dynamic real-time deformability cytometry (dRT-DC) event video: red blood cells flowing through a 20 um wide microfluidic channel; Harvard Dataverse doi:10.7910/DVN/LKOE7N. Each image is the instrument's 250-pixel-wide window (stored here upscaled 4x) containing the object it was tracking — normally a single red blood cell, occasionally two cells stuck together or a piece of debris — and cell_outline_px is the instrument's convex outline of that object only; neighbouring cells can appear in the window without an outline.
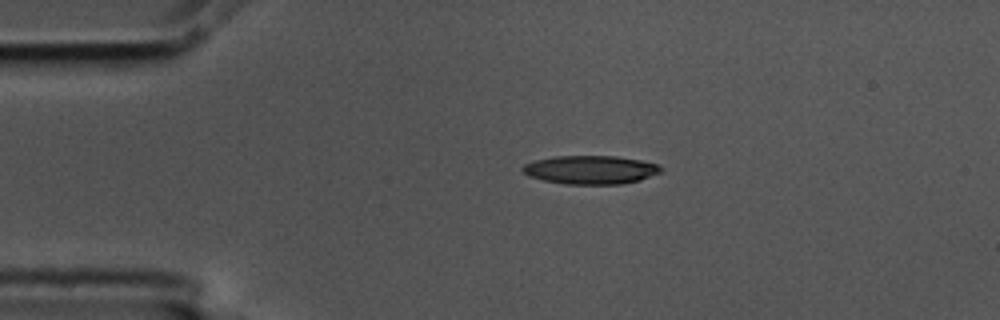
{"species": "common noctule bat (a hibernating species)", "species_latin": "Nyctalus noctula", "temperature_condition": "cold", "stored_images_in_passage": 2, "camera_frame_rate_fps": 3000, "um_per_image_px": 0.085, "animal": {"sex": "male", "body_mass_g": 17.5, "forearm_length_mm": 52.3}, "frame": {"image": 1, "passage_image": 1, "time_ms": 0.0, "image_size_px": [1000, 320], "cell_outline_px": [[664, 168], [660, 172], [640, 180], [620, 184], [564, 184], [544, 180], [528, 176], [520, 168], [524, 164], [536, 160], [556, 156], [616, 156], [640, 160], [656, 164]], "centroid_in_image_um": [50.19, 14.43], "position_along_channel_um": 34.8, "area_um2": 22.89}}